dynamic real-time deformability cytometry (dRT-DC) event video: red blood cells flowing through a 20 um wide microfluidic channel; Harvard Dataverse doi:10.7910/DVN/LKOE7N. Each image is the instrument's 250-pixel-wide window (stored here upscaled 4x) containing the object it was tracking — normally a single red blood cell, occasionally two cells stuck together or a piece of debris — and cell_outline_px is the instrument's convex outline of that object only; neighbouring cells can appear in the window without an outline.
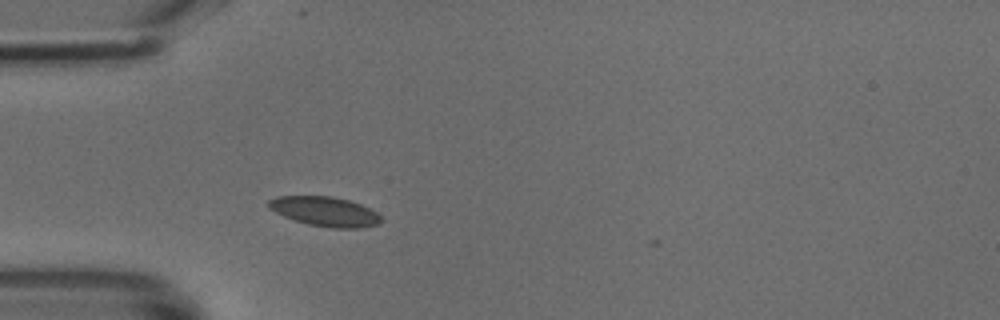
{"species": "common noctule bat (a hibernating species)", "species_latin": "Nyctalus noctula", "temperature_condition": "cold", "stored_images_in_passage": 2, "camera_frame_rate_fps": 3000, "um_per_image_px": 0.085, "animal": {"sex": "male", "body_mass_g": 18.8}, "frame": {"image": 1, "passage_image": 1, "time_ms": 0.0, "image_size_px": [1000, 320], "cell_outline_px": [[384, 220], [380, 224], [360, 228], [332, 228], [308, 224], [284, 216], [268, 208], [268, 200], [276, 196], [332, 196], [348, 200], [360, 204], [376, 212]], "centroid_in_image_um": [27.64, 17.98], "position_along_channel_um": 57.4, "area_um2": 19.36}}